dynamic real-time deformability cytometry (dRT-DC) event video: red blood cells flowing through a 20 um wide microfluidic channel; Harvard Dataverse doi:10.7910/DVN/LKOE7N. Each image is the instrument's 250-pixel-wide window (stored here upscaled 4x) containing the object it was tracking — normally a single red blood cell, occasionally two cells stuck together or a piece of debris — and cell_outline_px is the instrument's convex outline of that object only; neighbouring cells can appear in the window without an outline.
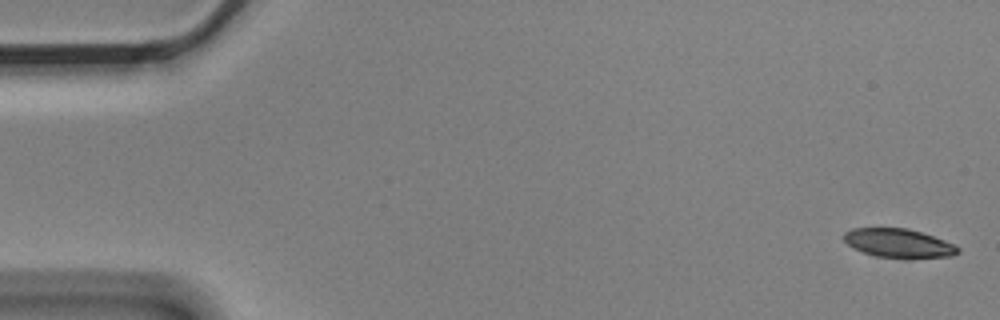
{"species": "Egyptian fruit bat (a non-hibernating species)", "species_latin": "Rousettus aegyptiacus", "temperature_condition": "cold", "stored_images_in_passage": 5, "camera_frame_rate_fps": 3000, "um_per_image_px": 0.085, "animal": {"sex": "male"}, "frame": {"image": 1, "passage_image": 1, "time_ms": 0.0, "image_size_px": [1000, 320], "cell_outline_px": [[960, 252], [952, 256], [876, 256], [864, 252], [848, 244], [844, 240], [844, 232], [852, 228], [908, 228], [956, 244], [960, 248]], "centroid_in_image_um": [76.38, 20.63], "position_along_channel_um": 8.6, "area_um2": 18.44}}
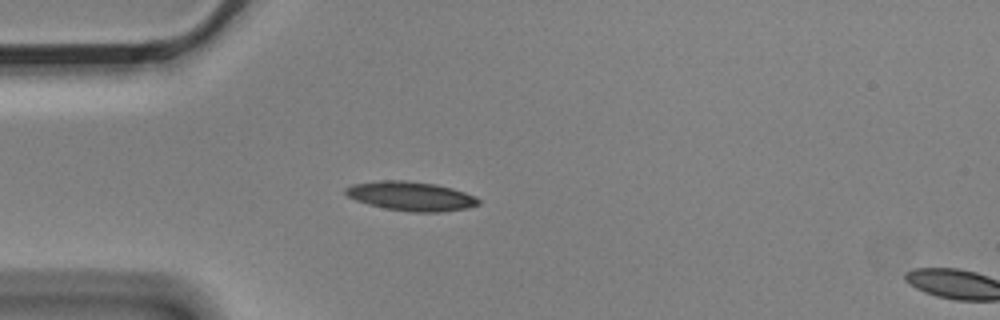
{"frame": {"image": 2, "passage_image": 4, "time_ms": 1.0, "image_size_px": [1000, 320], "cell_outline_px": [[480, 204], [468, 208], [440, 212], [412, 212], [384, 208], [368, 204], [356, 200], [348, 196], [344, 192], [344, 188], [352, 184], [380, 180], [404, 180], [436, 184], [452, 188], [476, 196], [480, 200]], "centroid_in_image_um": [34.93, 16.67], "position_along_channel_um": 50.1, "area_um2": 22.72}}